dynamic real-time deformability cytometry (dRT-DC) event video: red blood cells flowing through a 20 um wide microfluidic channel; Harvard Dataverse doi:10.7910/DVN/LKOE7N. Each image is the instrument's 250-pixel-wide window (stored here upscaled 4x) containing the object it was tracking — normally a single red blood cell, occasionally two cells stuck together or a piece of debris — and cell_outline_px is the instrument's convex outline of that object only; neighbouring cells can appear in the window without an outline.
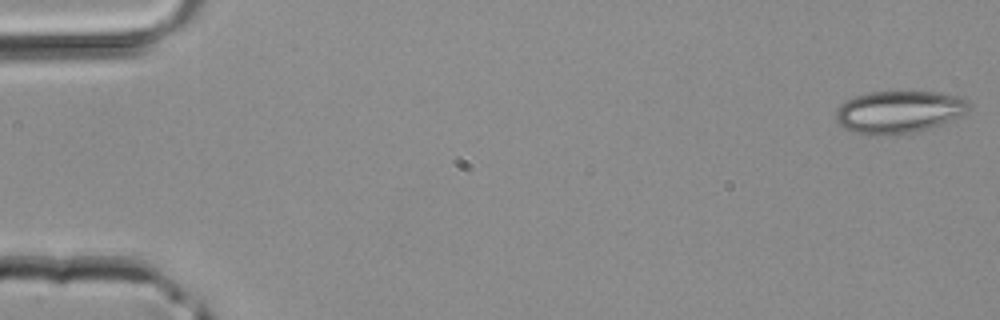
{"species": "common noctule bat (a hibernating species)", "species_latin": "Nyctalus noctula", "temperature_condition": "room temperature", "stored_images_in_passage": 4, "camera_frame_rate_fps": 3000, "um_per_image_px": 0.085, "animal": {"sex": "male", "body_mass_g": 20.4}, "frame": {"image": 1, "passage_image": 1, "time_ms": 0.0, "image_size_px": [1000, 320], "cell_outline_px": [[972, 108], [968, 112], [960, 116], [940, 124], [928, 128], [908, 132], [876, 136], [868, 136], [844, 128], [836, 120], [836, 108], [840, 104], [856, 96], [868, 92], [940, 92], [960, 96], [968, 100], [972, 104]], "centroid_in_image_um": [76.43, 9.5], "position_along_channel_um": 8.6, "area_um2": 32.89}}